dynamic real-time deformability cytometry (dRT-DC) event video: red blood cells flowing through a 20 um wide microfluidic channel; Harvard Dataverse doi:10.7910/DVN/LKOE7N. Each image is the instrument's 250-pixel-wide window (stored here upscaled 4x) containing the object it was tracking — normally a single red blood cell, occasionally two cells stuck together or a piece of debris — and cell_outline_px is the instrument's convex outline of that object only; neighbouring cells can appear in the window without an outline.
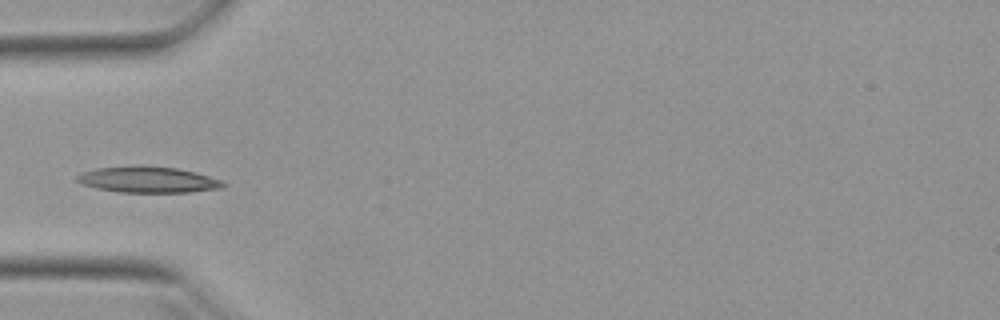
{"species": "Egyptian fruit bat (a non-hibernating species)", "species_latin": "Rousettus aegyptiacus", "temperature_condition": "warm", "stored_images_in_passage": 30, "camera_frame_rate_fps": 3000, "um_per_image_px": 0.085, "animal": {"sex": "female"}, "frame": {"image": 1, "passage_image": 1, "time_ms": 0.0, "image_size_px": [1000, 320], "cell_outline_px": [[228, 184], [220, 188], [188, 192], [120, 192], [96, 188], [80, 184], [76, 180], [76, 176], [84, 172], [96, 168], [136, 164], [144, 164], [176, 168], [196, 172], [220, 180]], "centroid_in_image_um": [12.54, 15.25], "position_along_channel_um": 72.5, "area_um2": 22.48}}
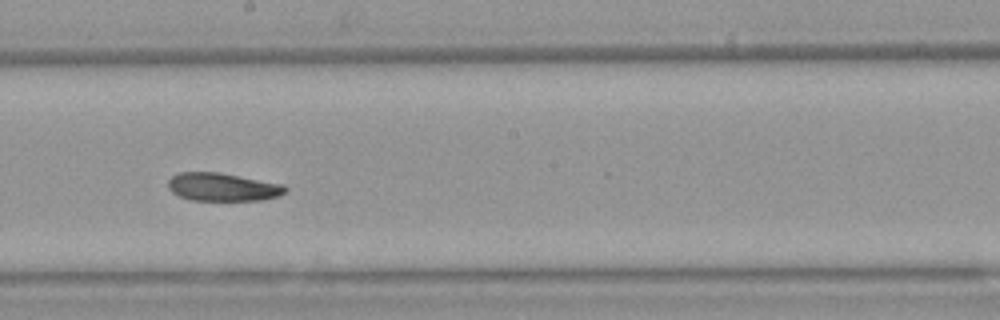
{"frame": {"image": 2, "passage_image": 13, "time_ms": 4.0, "image_size_px": [1000, 320], "cell_outline_px": [[288, 188], [280, 196], [260, 200], [192, 200], [180, 196], [172, 192], [168, 188], [168, 180], [172, 176], [180, 172], [220, 172], [284, 184]], "centroid_in_image_um": [18.94, 15.89], "position_along_channel_um": 229.3, "area_um2": 19.25}}
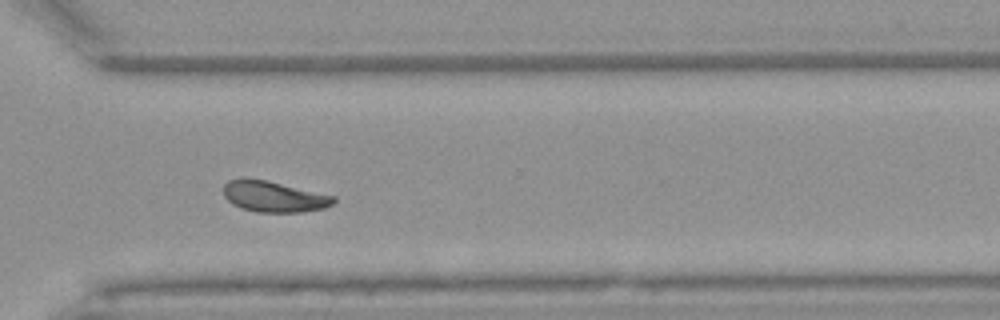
{"frame": {"image": 3, "passage_image": 22, "time_ms": 7.0, "image_size_px": [1000, 320], "cell_outline_px": [[336, 200], [332, 204], [324, 208], [300, 212], [256, 212], [240, 208], [232, 204], [224, 196], [224, 184], [228, 180], [240, 176], [244, 176], [268, 180], [336, 196]], "centroid_in_image_um": [23.24, 16.68], "position_along_channel_um": 347.4, "area_um2": 20.29}}